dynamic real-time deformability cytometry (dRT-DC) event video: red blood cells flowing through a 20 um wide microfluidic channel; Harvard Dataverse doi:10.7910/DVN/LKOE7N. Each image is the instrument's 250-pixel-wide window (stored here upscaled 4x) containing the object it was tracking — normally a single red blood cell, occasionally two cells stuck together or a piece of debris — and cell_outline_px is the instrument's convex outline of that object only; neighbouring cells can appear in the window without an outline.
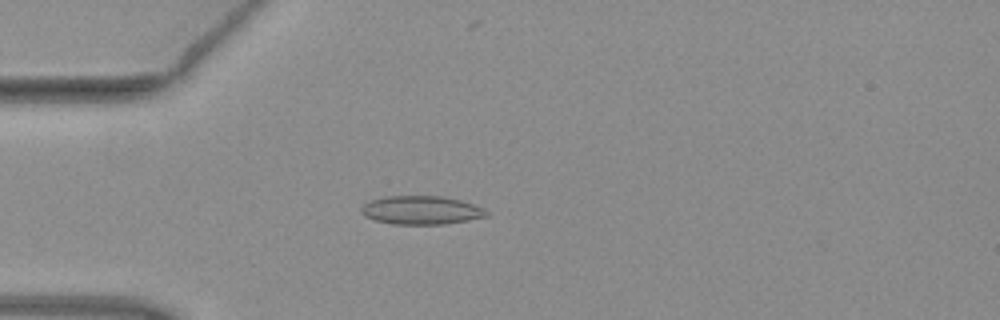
{"species": "common noctule bat (a hibernating species)", "species_latin": "Nyctalus noctula", "temperature_condition": "warm", "stored_images_in_passage": 5, "camera_frame_rate_fps": 3000, "um_per_image_px": 0.085, "animal": {"sex": "female", "body_mass_g": 19.3, "forearm_length_mm": 54.1}, "frame": {"image": 1, "passage_image": 4, "time_ms": 1.0, "image_size_px": [1000, 320], "cell_outline_px": [[488, 216], [468, 220], [444, 224], [392, 224], [376, 220], [364, 216], [360, 212], [360, 208], [368, 200], [384, 196], [440, 196], [460, 200], [484, 208], [488, 212]], "centroid_in_image_um": [35.77, 17.86], "position_along_channel_um": 49.2, "area_um2": 20.87}}